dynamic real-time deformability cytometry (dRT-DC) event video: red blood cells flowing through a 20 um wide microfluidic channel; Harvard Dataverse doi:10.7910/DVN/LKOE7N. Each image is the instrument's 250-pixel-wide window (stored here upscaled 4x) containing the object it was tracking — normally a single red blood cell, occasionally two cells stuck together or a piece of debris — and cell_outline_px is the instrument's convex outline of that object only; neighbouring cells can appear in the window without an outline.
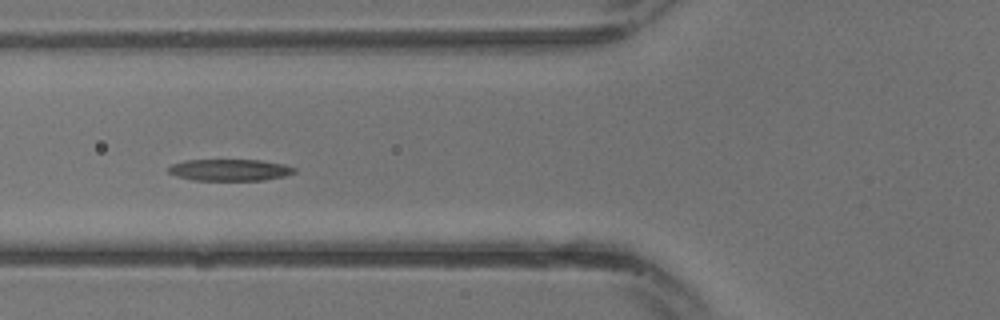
{"species": "common noctule bat (a hibernating species)", "species_latin": "Nyctalus noctula", "temperature_condition": "warm", "stored_images_in_passage": 25, "camera_frame_rate_fps": 3000, "um_per_image_px": 0.085, "animal": {"sex": "male", "body_mass_g": 13.3}, "frame": {"image": 1, "passage_image": 12, "time_ms": 3.667, "image_size_px": [1000, 320], "cell_outline_px": [[296, 172], [284, 176], [264, 180], [192, 180], [176, 176], [168, 172], [168, 168], [172, 164], [184, 160], [260, 160], [284, 164], [296, 168]], "centroid_in_image_um": [19.53, 14.44], "position_along_channel_um": 106.3, "area_um2": 15.9}}
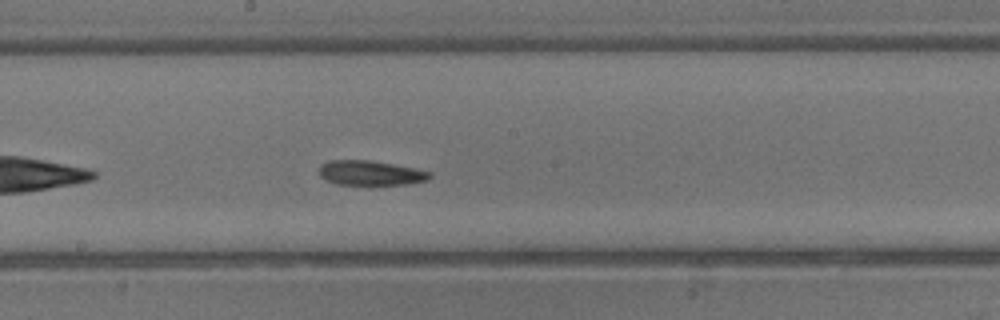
{"frame": {"image": 2, "passage_image": 17, "time_ms": 5.333, "image_size_px": [1000, 320], "cell_outline_px": [[432, 176], [428, 180], [408, 184], [372, 188], [336, 184], [324, 180], [320, 176], [320, 164], [328, 160], [372, 160], [432, 172]], "centroid_in_image_um": [31.48, 14.76], "position_along_channel_um": 216.7, "area_um2": 16.94}}
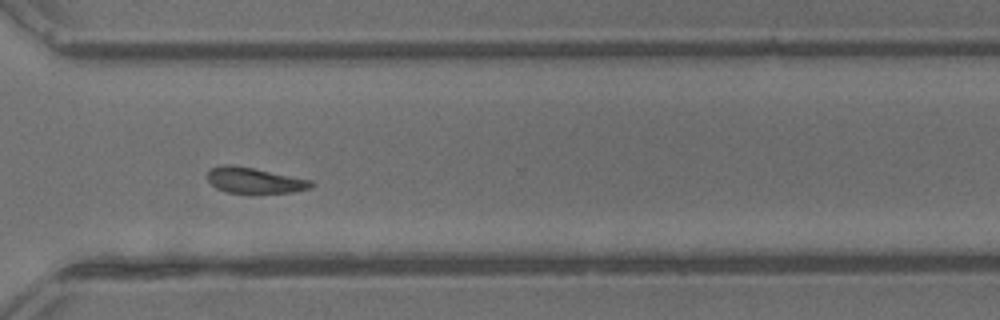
{"frame": {"image": 3, "passage_image": 23, "time_ms": 7.333, "image_size_px": [1000, 320], "cell_outline_px": [[316, 184], [312, 188], [292, 192], [228, 192], [216, 188], [208, 180], [208, 172], [212, 168], [224, 164], [228, 164], [252, 168], [312, 180]], "centroid_in_image_um": [21.67, 15.33], "position_along_channel_um": 348.9, "area_um2": 15.2}}